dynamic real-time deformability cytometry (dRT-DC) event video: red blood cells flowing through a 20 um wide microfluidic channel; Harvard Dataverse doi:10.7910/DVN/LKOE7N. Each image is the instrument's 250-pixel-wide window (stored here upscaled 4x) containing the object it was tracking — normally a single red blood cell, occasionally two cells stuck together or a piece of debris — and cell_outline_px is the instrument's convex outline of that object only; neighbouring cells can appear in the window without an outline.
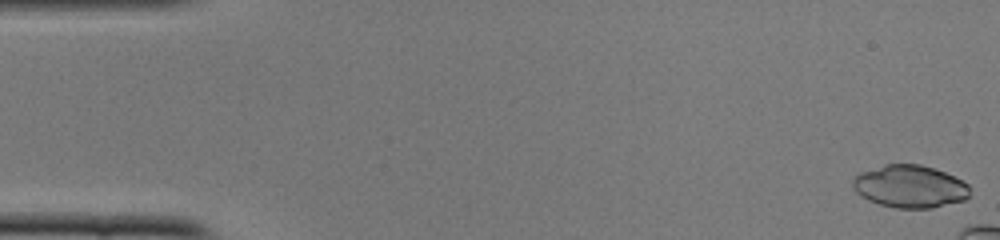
{"species": "common noctule bat (a hibernating species)", "species_latin": "Nyctalus noctula", "temperature_condition": "cold", "stored_images_in_passage": 10, "camera_frame_rate_fps": 3000, "um_per_image_px": 0.085, "animal": {"sex": "female", "body_mass_g": 22.0, "forearm_length_mm": 56.7}, "frame": {"image": 1, "passage_image": 1, "time_ms": 0.0, "image_size_px": [1000, 240], "cell_outline_px": [[968, 196], [964, 200], [932, 208], [896, 208], [880, 204], [868, 200], [860, 196], [852, 188], [852, 180], [860, 172], [884, 164], [920, 164], [944, 172], [968, 184]], "centroid_in_image_um": [77.29, 15.85], "position_along_channel_um": 7.7, "area_um2": 28.9}}